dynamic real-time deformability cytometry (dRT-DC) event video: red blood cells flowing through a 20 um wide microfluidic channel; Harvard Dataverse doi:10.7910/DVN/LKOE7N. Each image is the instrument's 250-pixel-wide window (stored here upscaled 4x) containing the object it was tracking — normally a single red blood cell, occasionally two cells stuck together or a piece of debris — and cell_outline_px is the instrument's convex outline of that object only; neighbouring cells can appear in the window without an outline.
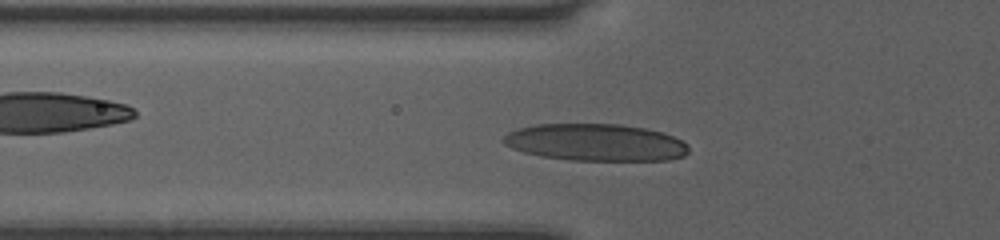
{"species": "human", "species_latin": "Homo sapiens", "temperature_condition": "room temperature", "stored_images_in_passage": 39, "camera_frame_rate_fps": 3000, "um_per_image_px": 0.085, "donor": {"sex": "female"}, "frame": {"image": 1, "passage_image": 10, "time_ms": 3.0, "image_size_px": [1000, 240], "cell_outline_px": [[688, 152], [684, 156], [668, 160], [568, 160], [540, 156], [524, 152], [512, 148], [504, 144], [500, 140], [508, 132], [520, 128], [536, 124], [620, 124], [644, 128], [664, 132], [688, 144]], "centroid_in_image_um": [50.62, 12.1], "position_along_channel_um": 75.2, "area_um2": 40.11}}
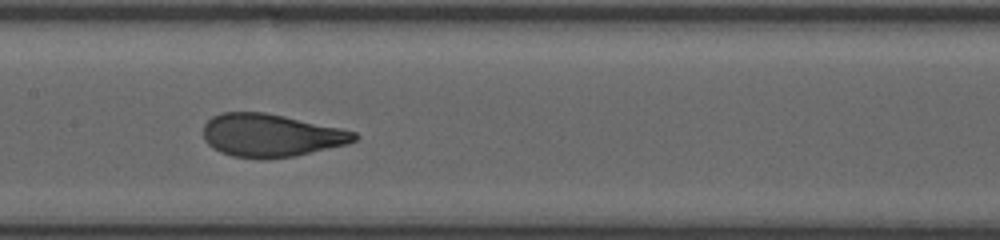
{"frame": {"image": 2, "passage_image": 18, "time_ms": 5.667, "image_size_px": [1000, 240], "cell_outline_px": [[360, 136], [356, 140], [348, 144], [296, 156], [232, 156], [220, 152], [212, 148], [204, 140], [204, 124], [212, 116], [220, 112], [264, 112], [284, 116], [340, 128], [356, 132]], "centroid_in_image_um": [23.04, 11.47], "position_along_channel_um": 184.4, "area_um2": 37.17}}
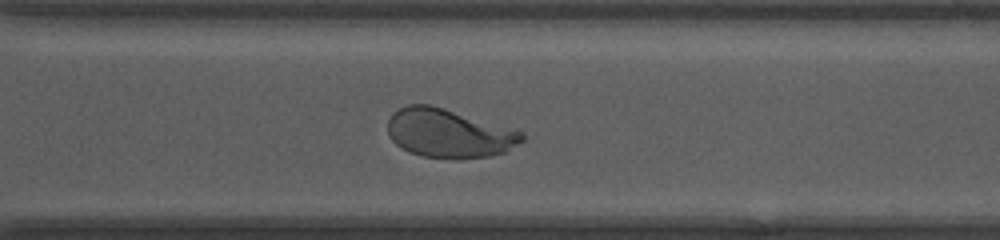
{"frame": {"image": 3, "passage_image": 29, "time_ms": 9.333, "image_size_px": [1000, 240], "cell_outline_px": [[524, 140], [504, 152], [488, 156], [460, 160], [456, 160], [420, 156], [408, 152], [396, 144], [388, 136], [388, 120], [392, 112], [408, 104], [428, 104], [444, 108], [520, 132], [524, 136]], "centroid_in_image_um": [38.07, 11.35], "position_along_channel_um": 332.5, "area_um2": 37.97}, "authors_computed_cell_mechanics": {"area_um2": 37.859, "velocity_mm_per_s": 4.0546, "shape_relaxation_time_tau1_ms": 3.3786, "shape_relaxation_time_tau2_ms": null, "deformation_change_tau1": 0.1787, "deformation_change_tau2": null}}